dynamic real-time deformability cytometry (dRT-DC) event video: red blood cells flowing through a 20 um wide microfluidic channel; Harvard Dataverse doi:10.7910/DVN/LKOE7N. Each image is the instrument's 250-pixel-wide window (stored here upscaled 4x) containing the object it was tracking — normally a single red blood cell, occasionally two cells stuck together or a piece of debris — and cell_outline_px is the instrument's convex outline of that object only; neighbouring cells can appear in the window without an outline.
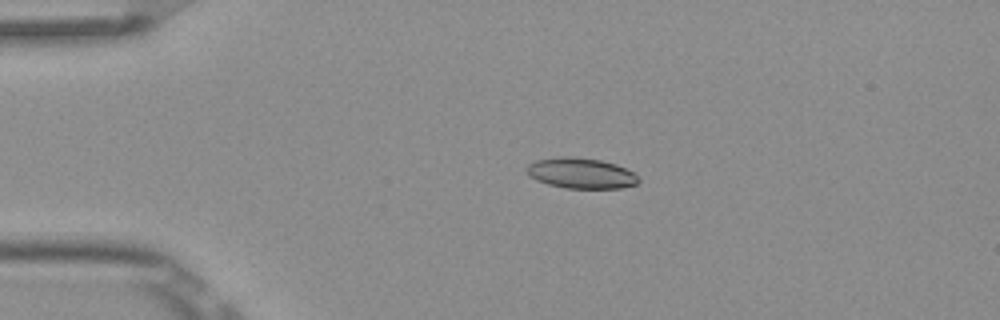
{"species": "Egyptian fruit bat (a non-hibernating species)", "species_latin": "Rousettus aegyptiacus", "temperature_condition": "room temperature", "stored_images_in_passage": 3, "camera_frame_rate_fps": 3000, "um_per_image_px": 0.085, "frame": {"image": 1, "passage_image": 2, "time_ms": 0.333, "image_size_px": [1000, 320], "cell_outline_px": [[640, 180], [636, 184], [620, 188], [564, 188], [548, 184], [536, 180], [528, 176], [524, 168], [528, 164], [536, 160], [560, 156], [572, 156], [600, 160], [616, 164], [636, 172]], "centroid_in_image_um": [49.37, 14.71], "position_along_channel_um": 35.6, "area_um2": 20.23}}